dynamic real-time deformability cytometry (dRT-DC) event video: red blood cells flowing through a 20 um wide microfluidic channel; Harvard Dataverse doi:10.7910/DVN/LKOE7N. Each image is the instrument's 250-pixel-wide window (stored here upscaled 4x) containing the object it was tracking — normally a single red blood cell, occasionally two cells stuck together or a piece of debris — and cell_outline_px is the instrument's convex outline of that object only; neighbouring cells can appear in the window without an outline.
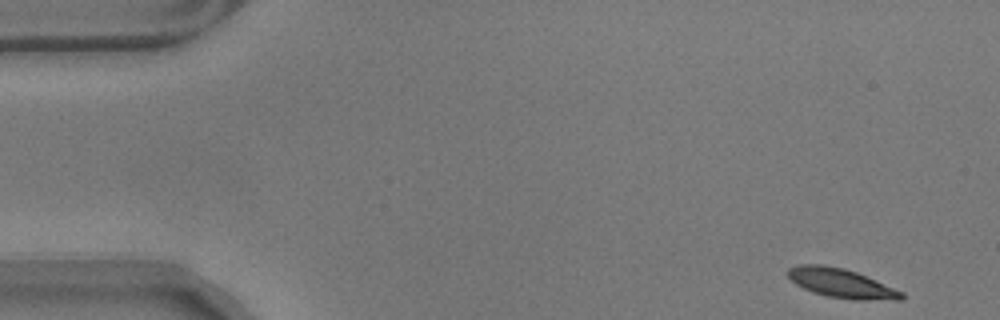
{"species": "common noctule bat (a hibernating species)", "species_latin": "Nyctalus noctula", "temperature_condition": "warm", "stored_images_in_passage": 56, "segment_of_instrument_passage": [1, 2], "camera_frame_rate_fps": 3000, "um_per_image_px": 0.085, "animal": {"sex": "male", "body_mass_g": 17.9}, "frame": {"image": 1, "passage_image": 1, "time_ms": 0.0, "image_size_px": [1000, 320], "cell_outline_px": [[904, 300], [856, 300], [828, 296], [812, 292], [796, 284], [788, 276], [788, 268], [800, 264], [820, 264], [844, 268], [856, 272], [904, 292]], "centroid_in_image_um": [71.53, 24.08], "position_along_channel_um": 13.5, "area_um2": 19.25}}
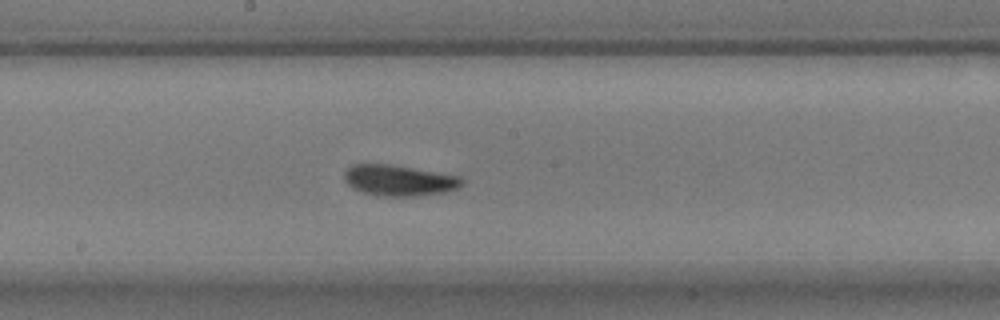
{"frame": {"image": 2, "passage_image": 28, "time_ms": 9.0, "image_size_px": [1000, 320], "cell_outline_px": [[464, 180], [456, 188], [444, 192], [416, 196], [376, 196], [364, 192], [348, 184], [344, 180], [344, 172], [352, 164], [392, 164], [456, 176]], "centroid_in_image_um": [33.86, 15.33], "position_along_channel_um": 214.3, "area_um2": 20.81}}
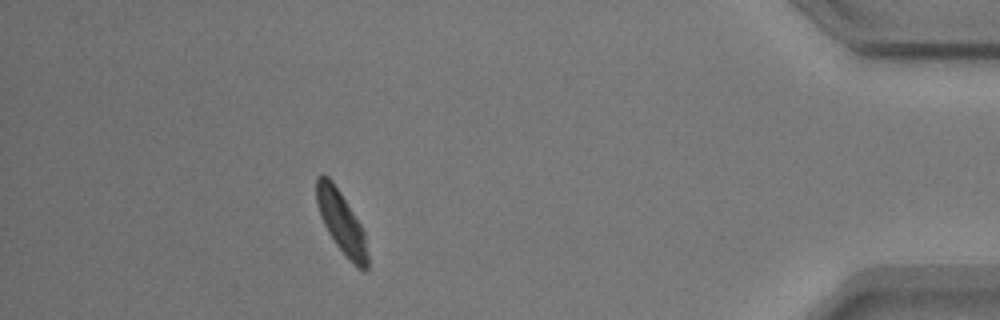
{"frame": {"image": 3, "passage_image": 49, "time_ms": 16.0, "image_size_px": [1000, 320], "cell_outline_px": [[368, 268], [364, 272], [356, 268], [352, 264], [336, 244], [328, 232], [320, 216], [316, 200], [316, 176], [320, 172], [324, 172], [332, 180], [340, 192], [360, 224], [364, 232], [368, 256]], "centroid_in_image_um": [29.0, 18.89], "position_along_channel_um": 406.2, "area_um2": 18.55}}